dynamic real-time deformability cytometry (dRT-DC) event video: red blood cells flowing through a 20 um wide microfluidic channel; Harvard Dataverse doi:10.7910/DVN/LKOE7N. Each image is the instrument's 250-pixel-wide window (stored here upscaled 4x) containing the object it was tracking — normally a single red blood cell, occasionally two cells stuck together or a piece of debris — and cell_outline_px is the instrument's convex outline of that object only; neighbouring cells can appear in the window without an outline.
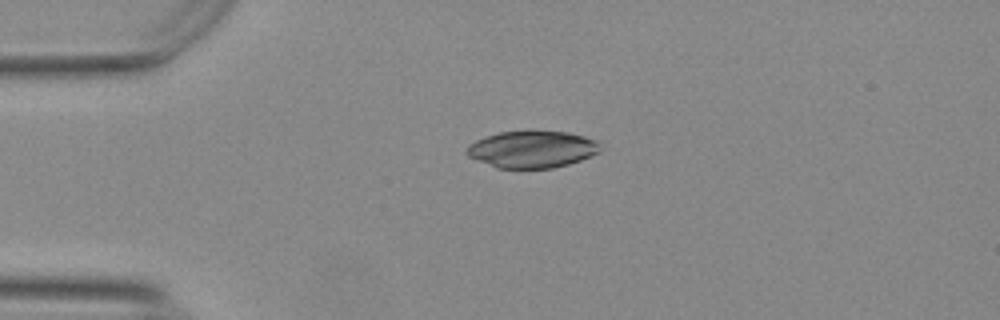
{"species": "Egyptian fruit bat (a non-hibernating species)", "species_latin": "Rousettus aegyptiacus", "temperature_condition": "warm", "stored_images_in_passage": 16, "camera_frame_rate_fps": 3000, "um_per_image_px": 0.085, "animal": {"sex": "female"}, "frame": {"image": 1, "passage_image": 1, "time_ms": 0.0, "image_size_px": [1000, 320], "cell_outline_px": [[600, 152], [580, 160], [568, 164], [552, 168], [496, 168], [476, 160], [468, 156], [464, 152], [468, 144], [484, 136], [500, 132], [528, 128], [568, 132], [584, 136], [596, 140], [600, 144]], "centroid_in_image_um": [45.2, 12.65], "position_along_channel_um": 39.8, "area_um2": 29.65}}
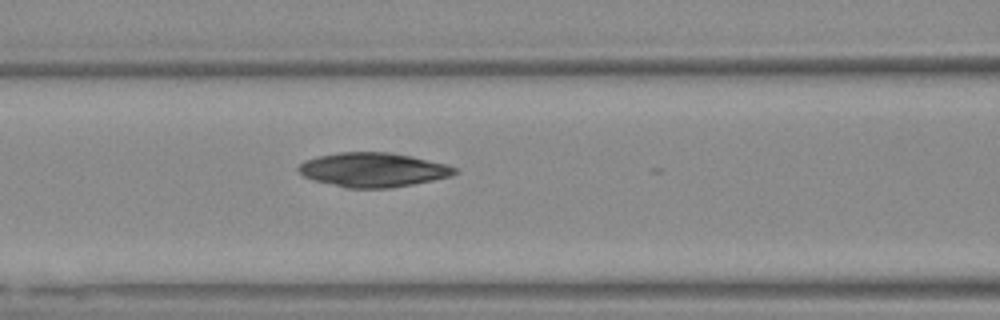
{"frame": {"image": 2, "passage_image": 11, "time_ms": 3.333, "image_size_px": [1000, 320], "cell_outline_px": [[456, 172], [448, 176], [432, 180], [412, 184], [388, 188], [348, 188], [312, 180], [304, 176], [296, 168], [304, 160], [316, 156], [340, 152], [392, 152], [412, 156], [448, 164], [456, 168]], "centroid_in_image_um": [31.67, 14.42], "position_along_channel_um": 134.9, "area_um2": 31.15}}
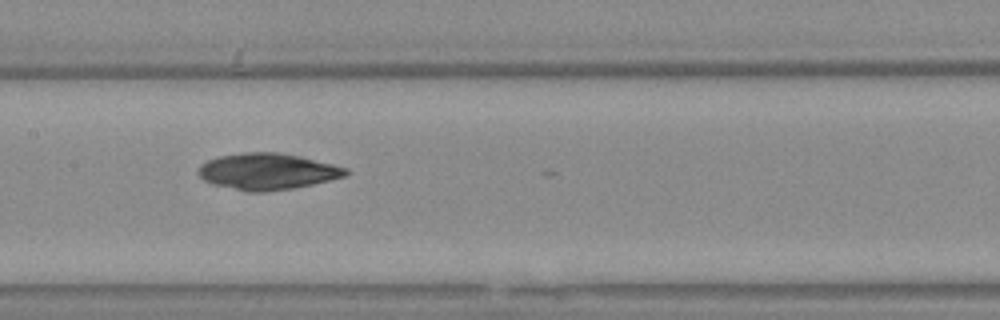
{"frame": {"image": 3, "passage_image": 15, "time_ms": 4.667, "image_size_px": [1000, 320], "cell_outline_px": [[348, 172], [344, 176], [312, 184], [292, 188], [260, 192], [248, 192], [212, 184], [204, 180], [196, 172], [200, 164], [208, 160], [220, 156], [244, 152], [280, 152], [300, 156], [348, 168]], "centroid_in_image_um": [22.68, 14.57], "position_along_channel_um": 184.7, "area_um2": 31.1}}